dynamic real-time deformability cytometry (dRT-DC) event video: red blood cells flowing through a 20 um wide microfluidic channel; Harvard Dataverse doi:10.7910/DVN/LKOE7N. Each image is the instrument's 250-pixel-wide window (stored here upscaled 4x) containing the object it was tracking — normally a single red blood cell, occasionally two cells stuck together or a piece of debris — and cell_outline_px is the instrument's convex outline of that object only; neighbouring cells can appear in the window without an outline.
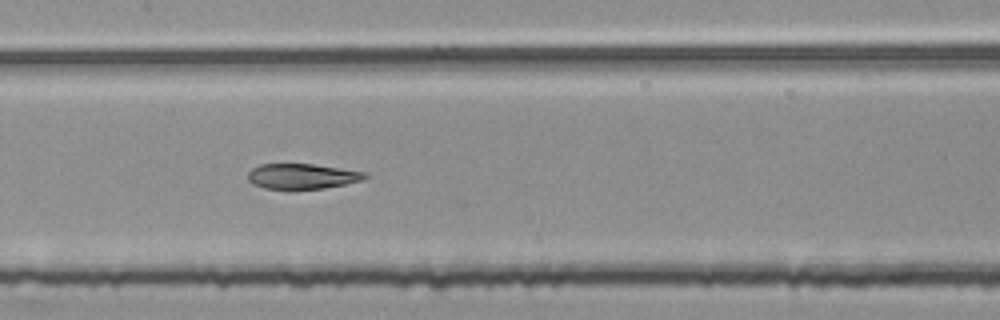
{"species": "common noctule bat (a hibernating species)", "species_latin": "Nyctalus noctula", "temperature_condition": "room temperature", "stored_images_in_passage": 49, "segment_of_instrument_passage": [2, 2], "camera_frame_rate_fps": 3000, "um_per_image_px": 0.085, "animal": {"sex": "female", "body_mass_g": 25.1}, "frame": {"image": 1, "passage_image": 22, "time_ms": 7.0, "image_size_px": [1000, 320], "cell_outline_px": [[368, 176], [360, 180], [344, 184], [324, 188], [264, 188], [252, 184], [248, 180], [248, 172], [252, 168], [260, 164], [312, 164], [364, 172]], "centroid_in_image_um": [25.62, 14.97], "position_along_channel_um": 181.8, "area_um2": 16.82}}
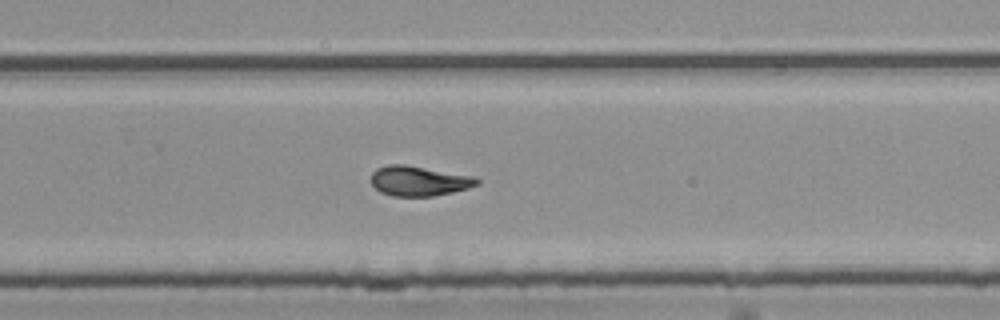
{"frame": {"image": 2, "passage_image": 31, "time_ms": 10.0, "image_size_px": [1000, 320], "cell_outline_px": [[480, 184], [468, 188], [452, 192], [432, 196], [392, 196], [380, 192], [372, 184], [372, 172], [376, 168], [388, 164], [404, 164], [472, 176], [480, 180]], "centroid_in_image_um": [35.59, 15.38], "position_along_channel_um": 294.2, "area_um2": 18.38}}
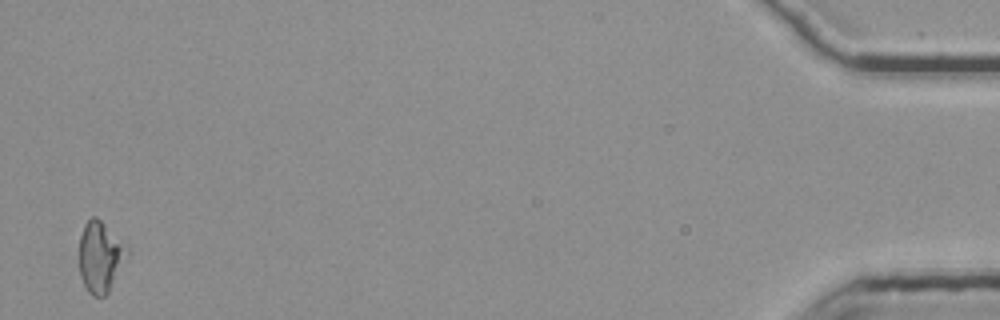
{"frame": {"image": 3, "passage_image": 49, "time_ms": 16.0, "image_size_px": [1000, 320], "cell_outline_px": [[128, 248], [108, 292], [104, 296], [92, 296], [88, 292], [80, 276], [80, 236], [84, 224], [92, 216], [96, 216]], "centroid_in_image_um": [8.46, 21.82], "position_along_channel_um": 426.7, "area_um2": 18.84}}